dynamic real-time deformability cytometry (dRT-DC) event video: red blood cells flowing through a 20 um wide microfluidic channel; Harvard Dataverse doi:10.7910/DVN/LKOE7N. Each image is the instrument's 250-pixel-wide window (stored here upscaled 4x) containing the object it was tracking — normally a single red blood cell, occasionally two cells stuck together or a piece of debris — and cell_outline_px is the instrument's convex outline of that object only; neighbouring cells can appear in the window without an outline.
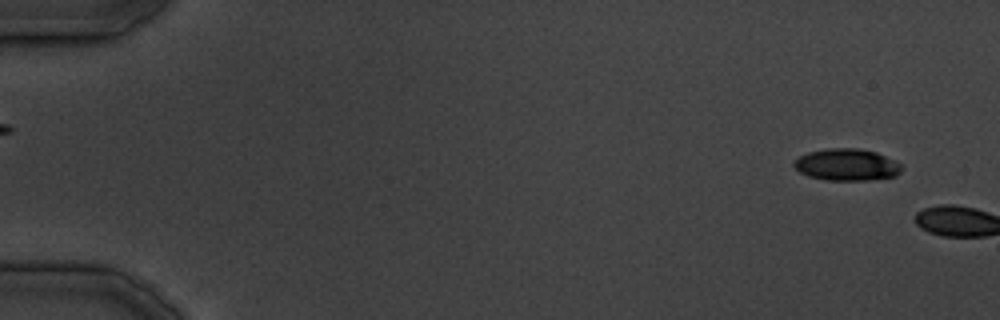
{"species": "common noctule bat (a hibernating species)", "species_latin": "Nyctalus noctula", "temperature_condition": "cold", "stored_images_in_passage": 2, "camera_frame_rate_fps": 3000, "um_per_image_px": 0.085, "animal": {"sex": "male", "body_mass_g": 19.5, "forearm_length_mm": 54.6}, "frame": {"image": 1, "passage_image": 1, "time_ms": 0.0, "image_size_px": [1000, 320], "cell_outline_px": [[904, 168], [896, 176], [868, 180], [828, 180], [808, 176], [800, 172], [792, 164], [800, 156], [808, 152], [828, 148], [860, 148], [876, 152], [904, 164]], "centroid_in_image_um": [72.02, 14.0], "position_along_channel_um": 13.0, "area_um2": 20.11}}